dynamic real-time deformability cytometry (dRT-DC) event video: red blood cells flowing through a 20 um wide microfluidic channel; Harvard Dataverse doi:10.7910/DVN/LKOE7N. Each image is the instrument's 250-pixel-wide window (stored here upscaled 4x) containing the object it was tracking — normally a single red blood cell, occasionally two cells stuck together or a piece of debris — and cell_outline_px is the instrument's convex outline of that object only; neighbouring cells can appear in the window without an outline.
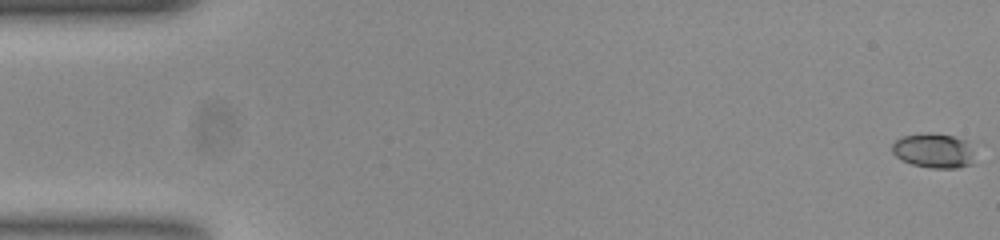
{"species": "common noctule bat (a hibernating species)", "species_latin": "Nyctalus noctula", "temperature_condition": "room temperature", "stored_images_in_passage": 55, "camera_frame_rate_fps": 3000, "um_per_image_px": 0.085, "animal": {"sex": "female", "body_mass_g": 23.0, "forearm_length_mm": 53.4}, "frame": {"image": 1, "passage_image": 1, "time_ms": 0.0, "image_size_px": [1000, 240], "cell_outline_px": [[972, 164], [956, 168], [932, 168], [912, 164], [896, 156], [892, 152], [892, 144], [900, 136], [924, 132], [932, 132], [952, 136], [964, 140], [972, 152]], "centroid_in_image_um": [79.3, 12.79], "position_along_channel_um": 5.7, "area_um2": 16.53}}
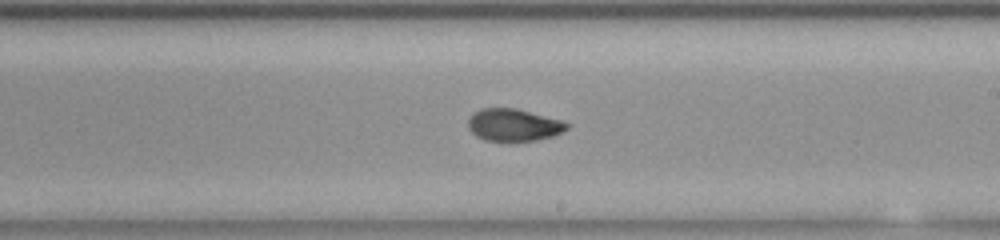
{"frame": {"image": 2, "passage_image": 32, "time_ms": 10.333, "image_size_px": [1000, 240], "cell_outline_px": [[572, 124], [568, 128], [552, 136], [536, 140], [508, 144], [484, 140], [476, 136], [468, 128], [468, 120], [480, 108], [516, 108], [560, 120]], "centroid_in_image_um": [43.64, 10.67], "position_along_channel_um": 245.4, "area_um2": 19.02}}
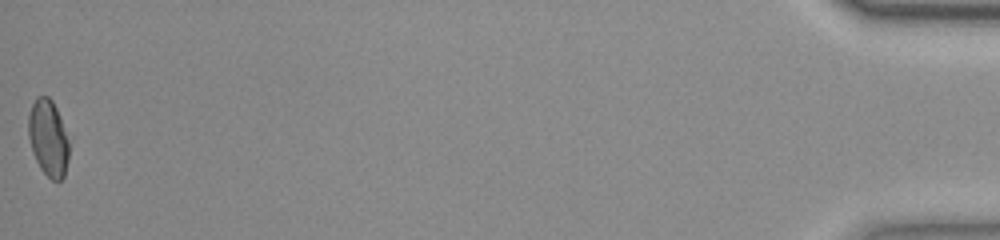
{"frame": {"image": 3, "passage_image": 55, "time_ms": 18.0, "image_size_px": [1000, 240], "cell_outline_px": [[72, 136], [68, 160], [64, 176], [60, 180], [52, 180], [40, 168], [32, 152], [28, 136], [28, 116], [32, 104], [36, 96], [48, 96], [52, 100]], "centroid_in_image_um": [4.16, 11.7], "position_along_channel_um": 431.0, "area_um2": 18.9}, "authors_computed_cell_mechanics": {"area_um2": 18.7272, "velocity_mm_per_s": 3.7712, "shape_relaxation_time_tau1_ms": 8.8037, "shape_relaxation_time_tau2_ms": 2.4414, "deformation_change_tau1": 0.2018, "deformation_change_tau2": 0.0603}}